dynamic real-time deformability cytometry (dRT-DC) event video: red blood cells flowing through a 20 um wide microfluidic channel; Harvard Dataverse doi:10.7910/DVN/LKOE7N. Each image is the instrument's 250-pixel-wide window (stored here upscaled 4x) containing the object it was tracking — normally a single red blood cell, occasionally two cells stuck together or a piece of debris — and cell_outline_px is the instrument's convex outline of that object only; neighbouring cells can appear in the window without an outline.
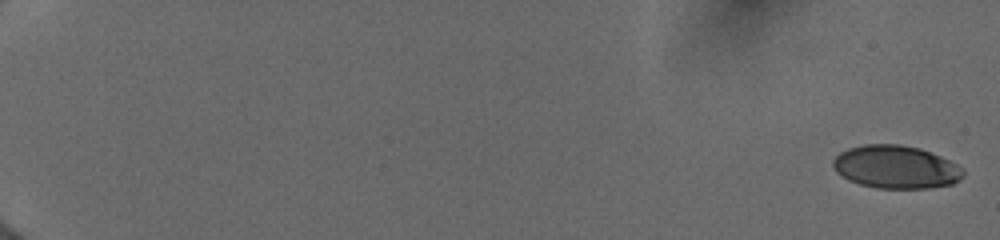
{"species": "human", "species_latin": "Homo sapiens", "temperature_condition": "cold", "stored_images_in_passage": 11, "camera_frame_rate_fps": 3000, "um_per_image_px": 0.085, "donor": {"sex": "female"}, "frame": {"image": 1, "passage_image": 1, "time_ms": 0.0, "image_size_px": [1000, 240], "cell_outline_px": [[964, 176], [960, 180], [952, 184], [928, 188], [876, 188], [860, 184], [848, 180], [836, 172], [832, 164], [832, 160], [840, 152], [848, 148], [864, 144], [900, 144], [920, 148], [940, 156], [964, 168]], "centroid_in_image_um": [76.14, 14.19], "position_along_channel_um": 8.9, "area_um2": 32.77}}
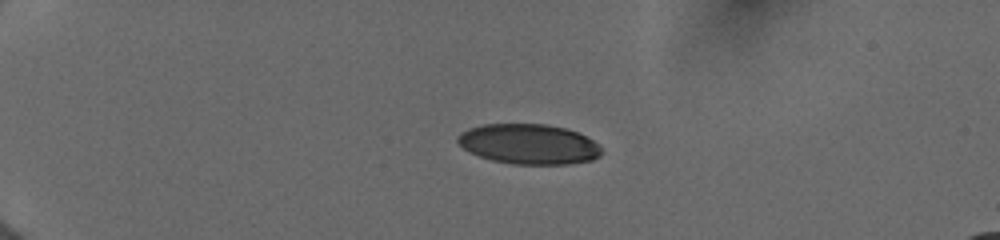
{"frame": {"image": 2, "passage_image": 7, "time_ms": 4.667, "image_size_px": [1000, 240], "cell_outline_px": [[604, 152], [600, 156], [592, 160], [568, 164], [512, 164], [492, 160], [468, 152], [456, 140], [456, 136], [460, 132], [468, 128], [484, 124], [548, 124], [564, 128], [576, 132], [600, 144]], "centroid_in_image_um": [44.95, 12.25], "position_along_channel_um": 40.1, "area_um2": 33.81}}
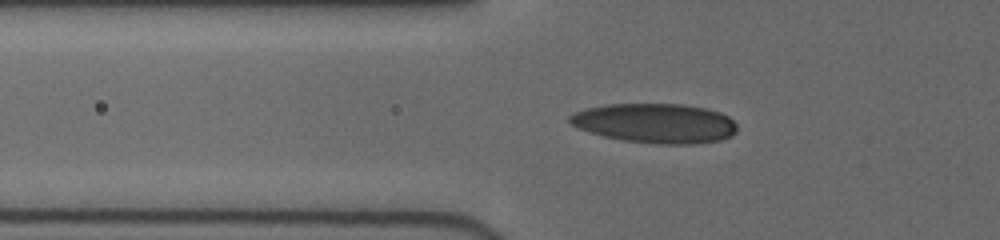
{"frame": {"image": 3, "passage_image": 10, "time_ms": 7.0, "image_size_px": [1000, 240], "cell_outline_px": [[736, 132], [732, 136], [720, 140], [696, 144], [656, 144], [624, 140], [604, 136], [588, 132], [576, 128], [568, 120], [568, 116], [584, 108], [608, 104], [684, 104], [708, 108], [720, 112], [728, 116], [736, 124]], "centroid_in_image_um": [55.7, 10.47], "position_along_channel_um": 70.1, "area_um2": 38.9}}